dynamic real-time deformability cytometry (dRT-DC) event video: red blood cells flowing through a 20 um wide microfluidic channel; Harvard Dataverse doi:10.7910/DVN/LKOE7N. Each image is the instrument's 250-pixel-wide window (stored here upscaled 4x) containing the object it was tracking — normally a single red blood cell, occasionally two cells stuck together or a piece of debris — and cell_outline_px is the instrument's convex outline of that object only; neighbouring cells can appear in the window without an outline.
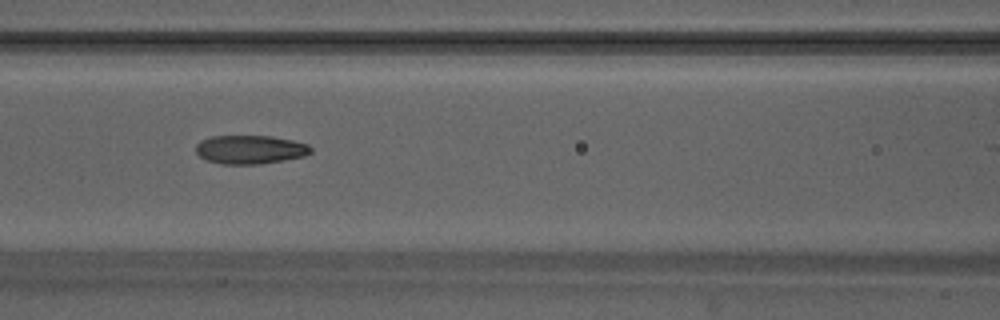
{"species": "Egyptian fruit bat (a non-hibernating species)", "species_latin": "Rousettus aegyptiacus", "temperature_condition": "warm", "stored_images_in_passage": 49, "camera_frame_rate_fps": 3000, "um_per_image_px": 0.085, "animal": {"sex": "male"}, "frame": {"image": 1, "passage_image": 22, "time_ms": 7.0, "image_size_px": [1000, 320], "cell_outline_px": [[312, 152], [304, 156], [260, 164], [220, 164], [208, 160], [200, 156], [196, 152], [196, 144], [200, 140], [212, 136], [272, 136], [292, 140], [308, 144], [312, 148]], "centroid_in_image_um": [21.26, 12.7], "position_along_channel_um": 145.3, "area_um2": 19.19}}
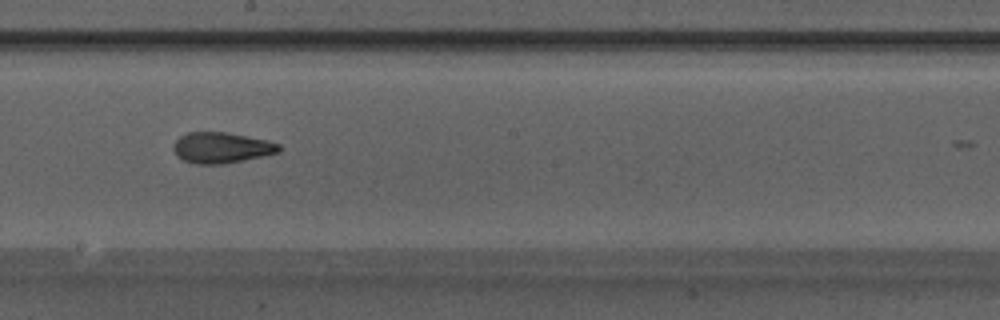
{"frame": {"image": 2, "passage_image": 28, "time_ms": 9.0, "image_size_px": [1000, 320], "cell_outline_px": [[280, 152], [264, 156], [224, 164], [196, 164], [184, 160], [176, 156], [172, 148], [176, 140], [180, 136], [188, 132], [224, 132], [268, 140], [280, 144]], "centroid_in_image_um": [18.82, 12.56], "position_along_channel_um": 229.4, "area_um2": 19.02}, "authors_computed_cell_mechanics": {"area_um2": 19.074, "velocity_mm_per_s": 4.209, "shape_relaxation_time_tau1_ms": 6.7927, "shape_relaxation_time_tau2_ms": 1.8234, "deformation_change_tau1": 0.1859, "deformation_change_tau2": 0.0937}}